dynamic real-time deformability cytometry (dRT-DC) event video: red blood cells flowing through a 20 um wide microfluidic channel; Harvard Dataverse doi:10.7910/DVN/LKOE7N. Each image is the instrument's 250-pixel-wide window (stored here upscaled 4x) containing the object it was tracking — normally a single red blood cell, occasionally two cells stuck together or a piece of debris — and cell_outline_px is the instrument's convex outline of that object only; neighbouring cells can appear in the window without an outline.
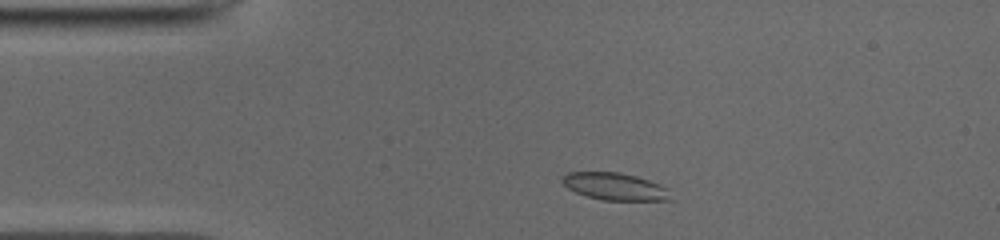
{"species": "common noctule bat (a hibernating species)", "species_latin": "Nyctalus noctula", "temperature_condition": "cold", "stored_images_in_passage": 45, "camera_frame_rate_fps": 3000, "um_per_image_px": 0.085, "animal": {"sex": "male", "body_mass_g": 19.0, "forearm_length_mm": 50.8}, "frame": {"image": 1, "passage_image": 4, "time_ms": 1.0, "image_size_px": [1000, 240], "cell_outline_px": [[676, 200], [604, 200], [588, 196], [576, 192], [568, 188], [560, 180], [560, 176], [568, 172], [620, 172], [636, 176], [660, 184], [668, 188]], "centroid_in_image_um": [52.31, 15.85], "position_along_channel_um": 32.7, "area_um2": 17.4}}
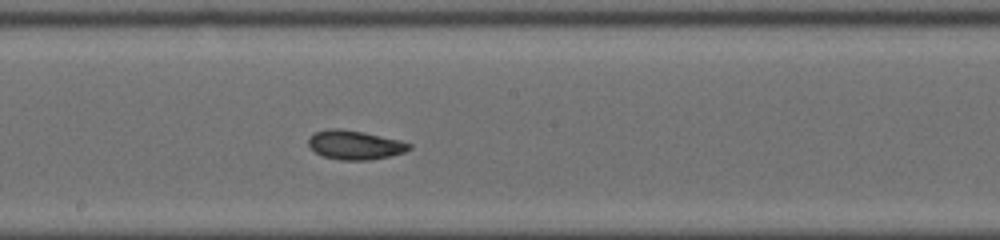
{"frame": {"image": 2, "passage_image": 21, "time_ms": 6.667, "image_size_px": [1000, 240], "cell_outline_px": [[412, 148], [404, 152], [388, 156], [368, 160], [340, 160], [324, 156], [316, 152], [308, 144], [308, 140], [316, 132], [328, 128], [336, 128], [364, 132], [400, 140], [412, 144]], "centroid_in_image_um": [30.19, 12.31], "position_along_channel_um": 218.0, "area_um2": 16.88}}
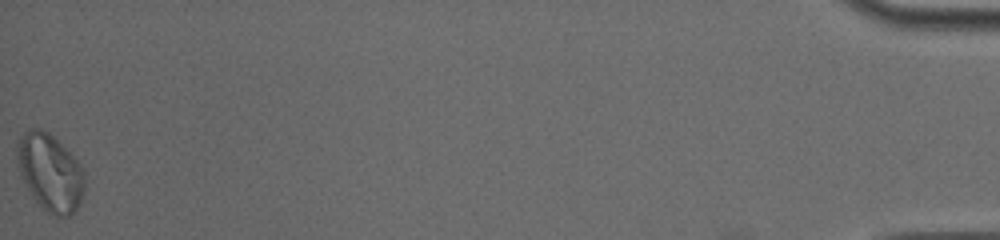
{"frame": {"image": 3, "passage_image": 45, "time_ms": 14.667, "image_size_px": [1000, 240], "cell_outline_px": [[84, 188], [80, 204], [68, 216], [56, 216], [48, 212], [36, 200], [20, 176], [16, 152], [20, 140], [24, 132], [32, 128], [36, 128], [48, 132], [76, 160], [84, 172]], "centroid_in_image_um": [4.26, 14.67], "position_along_channel_um": 430.9, "area_um2": 29.54}, "authors_computed_cell_mechanics": {"area_um2": 17.629, "velocity_mm_per_s": 3.9266, "shape_relaxation_time_tau1_ms": 4.6308, "shape_relaxation_time_tau2_ms": 2.9981, "deformation_change_tau1": 0.1203, "deformation_change_tau2": 0.0662}}